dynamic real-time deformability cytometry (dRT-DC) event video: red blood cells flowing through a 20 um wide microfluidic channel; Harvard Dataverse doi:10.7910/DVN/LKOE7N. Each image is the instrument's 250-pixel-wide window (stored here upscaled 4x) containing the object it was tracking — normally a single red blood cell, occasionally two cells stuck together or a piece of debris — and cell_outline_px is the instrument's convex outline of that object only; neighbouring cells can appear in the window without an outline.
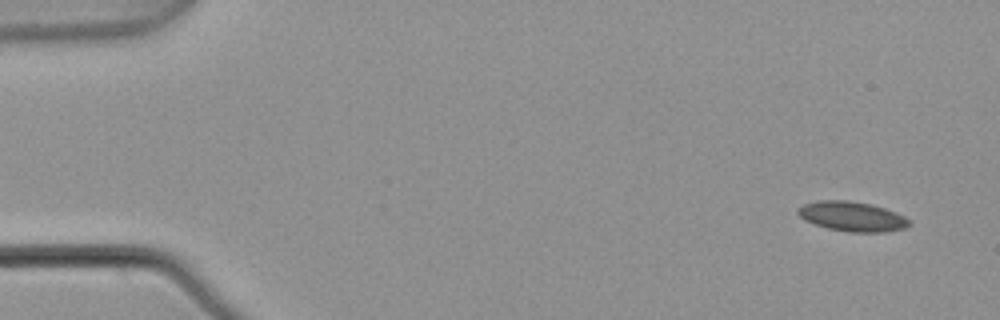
{"species": "common noctule bat (a hibernating species)", "species_latin": "Nyctalus noctula", "temperature_condition": "warm", "stored_images_in_passage": 6, "camera_frame_rate_fps": 3000, "um_per_image_px": 0.085, "animal": {"sex": "male", "body_mass_g": 21.5, "forearm_length_mm": 52.0}, "frame": {"image": 1, "passage_image": 1, "time_ms": 0.0, "image_size_px": [1000, 320], "cell_outline_px": [[912, 224], [904, 228], [884, 232], [848, 232], [828, 228], [804, 220], [796, 212], [796, 208], [804, 204], [820, 200], [848, 200], [872, 204], [896, 212], [912, 220]], "centroid_in_image_um": [72.45, 18.39], "position_along_channel_um": 12.6, "area_um2": 19.42}}
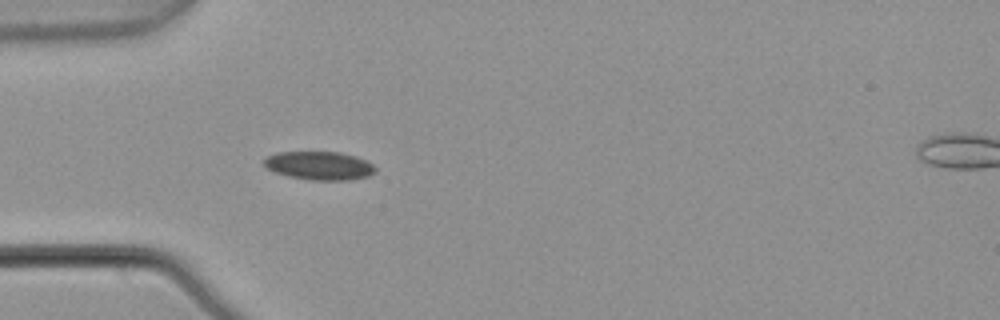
{"frame": {"image": 2, "passage_image": 5, "time_ms": 1.333, "image_size_px": [1000, 320], "cell_outline_px": [[376, 172], [368, 176], [352, 180], [312, 180], [288, 176], [276, 172], [268, 168], [264, 164], [264, 160], [268, 156], [276, 152], [340, 152], [356, 156], [372, 164], [376, 168]], "centroid_in_image_um": [27.17, 14.08], "position_along_channel_um": 57.8, "area_um2": 18.38}}